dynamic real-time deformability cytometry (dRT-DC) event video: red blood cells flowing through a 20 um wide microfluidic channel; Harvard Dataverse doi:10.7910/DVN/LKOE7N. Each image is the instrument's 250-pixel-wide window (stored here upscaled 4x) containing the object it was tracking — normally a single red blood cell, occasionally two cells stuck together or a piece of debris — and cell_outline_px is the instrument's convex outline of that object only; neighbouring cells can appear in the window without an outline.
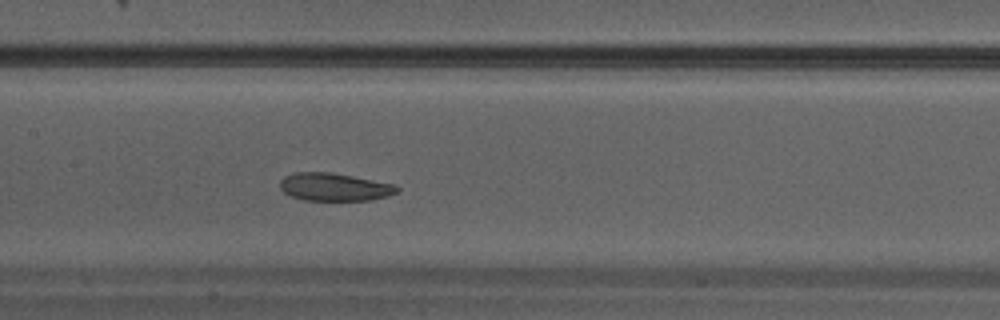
{"species": "Egyptian fruit bat (a non-hibernating species)", "species_latin": "Rousettus aegyptiacus", "temperature_condition": "warm", "stored_images_in_passage": 31, "camera_frame_rate_fps": 3000, "um_per_image_px": 0.085, "animal": {"sex": "male"}, "frame": {"image": 1, "passage_image": 14, "time_ms": 4.333, "image_size_px": [1000, 320], "cell_outline_px": [[400, 188], [396, 192], [388, 196], [368, 200], [304, 200], [292, 196], [284, 192], [280, 188], [280, 180], [284, 176], [292, 172], [328, 172], [352, 176], [392, 184]], "centroid_in_image_um": [28.37, 15.89], "position_along_channel_um": 179.0, "area_um2": 18.79}}
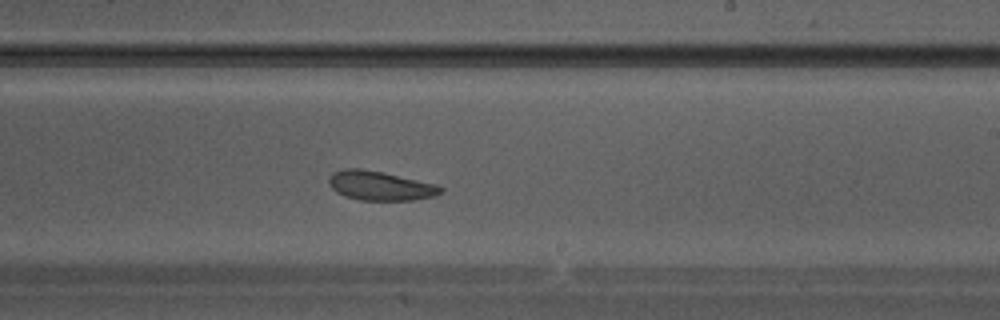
{"frame": {"image": 2, "passage_image": 18, "time_ms": 5.667, "image_size_px": [1000, 320], "cell_outline_px": [[444, 192], [432, 196], [412, 200], [360, 200], [344, 196], [336, 192], [328, 184], [328, 180], [332, 172], [344, 168], [360, 168], [380, 172], [436, 184], [444, 188]], "centroid_in_image_um": [32.28, 15.79], "position_along_channel_um": 256.7, "area_um2": 18.96}}